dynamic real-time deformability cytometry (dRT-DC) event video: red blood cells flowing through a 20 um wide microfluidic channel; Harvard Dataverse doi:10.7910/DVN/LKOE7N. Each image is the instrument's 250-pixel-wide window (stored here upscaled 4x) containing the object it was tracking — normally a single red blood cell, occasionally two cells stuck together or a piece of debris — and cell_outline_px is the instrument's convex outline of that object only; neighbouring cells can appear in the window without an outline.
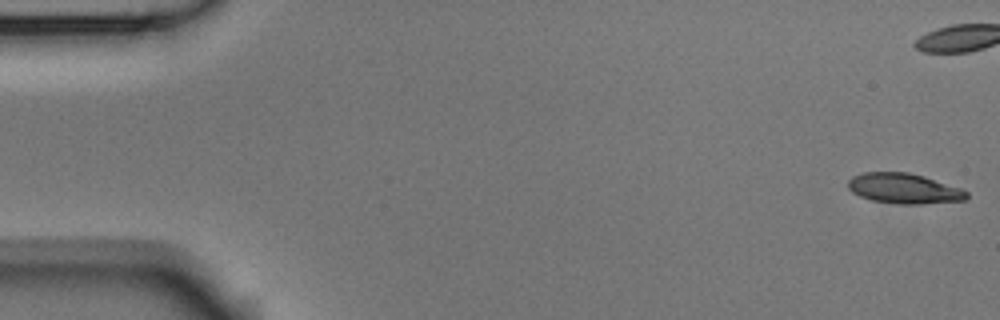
{"species": "Egyptian fruit bat (a non-hibernating species)", "species_latin": "Rousettus aegyptiacus", "temperature_condition": "room temperature", "stored_images_in_passage": 55, "camera_frame_rate_fps": 3000, "um_per_image_px": 0.085, "animal": {"sex": "male"}, "frame": {"image": 1, "passage_image": 1, "time_ms": 0.0, "image_size_px": [1000, 320], "cell_outline_px": [[968, 196], [964, 200], [920, 204], [900, 204], [872, 200], [860, 196], [852, 192], [848, 188], [848, 180], [852, 176], [864, 172], [908, 172], [924, 176], [960, 188], [968, 192]], "centroid_in_image_um": [76.82, 16.01], "position_along_channel_um": 8.2, "area_um2": 20.81}}
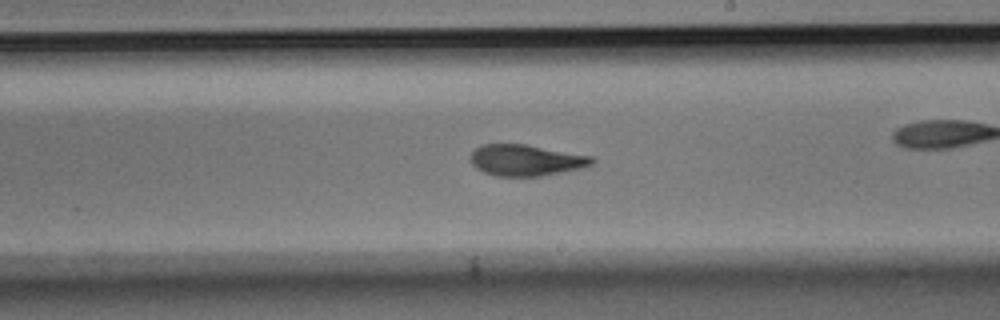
{"frame": {"image": 2, "passage_image": 31, "time_ms": 10.0, "image_size_px": [1000, 320], "cell_outline_px": [[596, 160], [592, 164], [580, 168], [540, 176], [496, 176], [484, 172], [476, 168], [472, 164], [472, 152], [480, 144], [528, 144], [592, 156]], "centroid_in_image_um": [44.71, 13.61], "position_along_channel_um": 244.3, "area_um2": 22.02}}
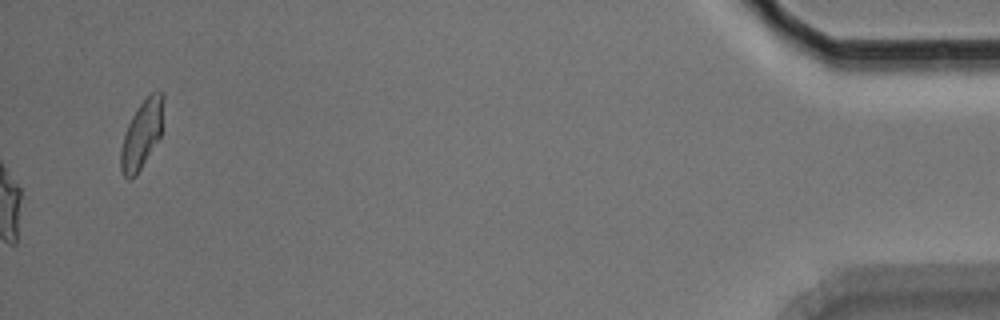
{"frame": {"image": 3, "passage_image": 55, "time_ms": 18.0, "image_size_px": [1000, 320], "cell_outline_px": [[164, 100], [160, 136], [136, 176], [128, 180], [124, 176], [120, 168], [120, 148], [128, 124], [132, 116], [140, 104], [156, 88], [164, 92]], "centroid_in_image_um": [12.05, 11.4], "position_along_channel_um": 423.1, "area_um2": 16.88}, "authors_computed_cell_mechanics": {"area_um2": 22.0218, "velocity_mm_per_s": 3.7117, "shape_relaxation_time_tau1_ms": 4.5325, "shape_relaxation_time_tau2_ms": 1.9154, "deformation_change_tau1": 0.1652, "deformation_change_tau2": 0.0874}}